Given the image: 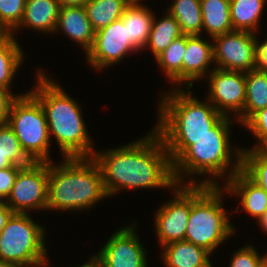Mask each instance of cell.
<instances>
[{
    "label": "cell",
    "mask_w": 267,
    "mask_h": 267,
    "mask_svg": "<svg viewBox=\"0 0 267 267\" xmlns=\"http://www.w3.org/2000/svg\"><path fill=\"white\" fill-rule=\"evenodd\" d=\"M105 151L95 149L93 159L101 169L109 197L123 189H166L176 184L164 141L154 128L139 140Z\"/></svg>",
    "instance_id": "cell-1"
},
{
    "label": "cell",
    "mask_w": 267,
    "mask_h": 267,
    "mask_svg": "<svg viewBox=\"0 0 267 267\" xmlns=\"http://www.w3.org/2000/svg\"><path fill=\"white\" fill-rule=\"evenodd\" d=\"M172 90L159 100V122L154 127L164 141L171 163L224 117L209 101L193 97L192 91L186 92L182 87Z\"/></svg>",
    "instance_id": "cell-2"
},
{
    "label": "cell",
    "mask_w": 267,
    "mask_h": 267,
    "mask_svg": "<svg viewBox=\"0 0 267 267\" xmlns=\"http://www.w3.org/2000/svg\"><path fill=\"white\" fill-rule=\"evenodd\" d=\"M231 121H233L231 117L224 116L210 130L209 134L193 140V144L172 163V173L176 184L219 186L220 184L214 180L224 178L226 183L236 172L241 170L243 149L231 150L229 130ZM228 167L232 169L229 170ZM227 170H229V175L228 178H225ZM195 174L196 176L197 174L202 176L209 174L207 176L212 178H204L199 182L196 181L197 179H192ZM184 175L191 179L185 182Z\"/></svg>",
    "instance_id": "cell-3"
},
{
    "label": "cell",
    "mask_w": 267,
    "mask_h": 267,
    "mask_svg": "<svg viewBox=\"0 0 267 267\" xmlns=\"http://www.w3.org/2000/svg\"><path fill=\"white\" fill-rule=\"evenodd\" d=\"M35 88L29 91L44 109L49 137L54 136L64 158L93 157L94 145L81 106L57 82L38 70Z\"/></svg>",
    "instance_id": "cell-4"
},
{
    "label": "cell",
    "mask_w": 267,
    "mask_h": 267,
    "mask_svg": "<svg viewBox=\"0 0 267 267\" xmlns=\"http://www.w3.org/2000/svg\"><path fill=\"white\" fill-rule=\"evenodd\" d=\"M107 197L93 157L63 158L59 165L49 162L47 211H82Z\"/></svg>",
    "instance_id": "cell-5"
},
{
    "label": "cell",
    "mask_w": 267,
    "mask_h": 267,
    "mask_svg": "<svg viewBox=\"0 0 267 267\" xmlns=\"http://www.w3.org/2000/svg\"><path fill=\"white\" fill-rule=\"evenodd\" d=\"M223 192L226 189L221 185H191V208L184 240L210 254L235 232L222 204Z\"/></svg>",
    "instance_id": "cell-6"
},
{
    "label": "cell",
    "mask_w": 267,
    "mask_h": 267,
    "mask_svg": "<svg viewBox=\"0 0 267 267\" xmlns=\"http://www.w3.org/2000/svg\"><path fill=\"white\" fill-rule=\"evenodd\" d=\"M45 227L28 213H13L0 233V260L16 267H46Z\"/></svg>",
    "instance_id": "cell-7"
},
{
    "label": "cell",
    "mask_w": 267,
    "mask_h": 267,
    "mask_svg": "<svg viewBox=\"0 0 267 267\" xmlns=\"http://www.w3.org/2000/svg\"><path fill=\"white\" fill-rule=\"evenodd\" d=\"M7 124L33 162H51L46 115L40 102L29 91L11 101Z\"/></svg>",
    "instance_id": "cell-8"
},
{
    "label": "cell",
    "mask_w": 267,
    "mask_h": 267,
    "mask_svg": "<svg viewBox=\"0 0 267 267\" xmlns=\"http://www.w3.org/2000/svg\"><path fill=\"white\" fill-rule=\"evenodd\" d=\"M48 181L49 162H32L18 171L11 193L4 203L14 213L46 210Z\"/></svg>",
    "instance_id": "cell-9"
},
{
    "label": "cell",
    "mask_w": 267,
    "mask_h": 267,
    "mask_svg": "<svg viewBox=\"0 0 267 267\" xmlns=\"http://www.w3.org/2000/svg\"><path fill=\"white\" fill-rule=\"evenodd\" d=\"M206 77L209 79L207 100L223 116L232 117L230 114L236 113V121L244 125L245 72L214 67Z\"/></svg>",
    "instance_id": "cell-10"
},
{
    "label": "cell",
    "mask_w": 267,
    "mask_h": 267,
    "mask_svg": "<svg viewBox=\"0 0 267 267\" xmlns=\"http://www.w3.org/2000/svg\"><path fill=\"white\" fill-rule=\"evenodd\" d=\"M256 34L233 30L212 37L216 68L248 72L256 69Z\"/></svg>",
    "instance_id": "cell-11"
},
{
    "label": "cell",
    "mask_w": 267,
    "mask_h": 267,
    "mask_svg": "<svg viewBox=\"0 0 267 267\" xmlns=\"http://www.w3.org/2000/svg\"><path fill=\"white\" fill-rule=\"evenodd\" d=\"M173 198L165 202L156 211L155 229L159 245L164 246L174 241L185 239L191 208V185L175 184Z\"/></svg>",
    "instance_id": "cell-12"
},
{
    "label": "cell",
    "mask_w": 267,
    "mask_h": 267,
    "mask_svg": "<svg viewBox=\"0 0 267 267\" xmlns=\"http://www.w3.org/2000/svg\"><path fill=\"white\" fill-rule=\"evenodd\" d=\"M135 222L114 232L93 255L101 267H148L147 251L138 238Z\"/></svg>",
    "instance_id": "cell-13"
},
{
    "label": "cell",
    "mask_w": 267,
    "mask_h": 267,
    "mask_svg": "<svg viewBox=\"0 0 267 267\" xmlns=\"http://www.w3.org/2000/svg\"><path fill=\"white\" fill-rule=\"evenodd\" d=\"M138 50L130 43L127 25L117 19L95 33L92 48L87 52V63L94 69L103 70L123 61L128 53Z\"/></svg>",
    "instance_id": "cell-14"
},
{
    "label": "cell",
    "mask_w": 267,
    "mask_h": 267,
    "mask_svg": "<svg viewBox=\"0 0 267 267\" xmlns=\"http://www.w3.org/2000/svg\"><path fill=\"white\" fill-rule=\"evenodd\" d=\"M202 35H186V49L182 60V84L187 89L193 87V81L208 76L209 65L214 62L213 43L203 40ZM208 72V73H207ZM206 74V75H205Z\"/></svg>",
    "instance_id": "cell-15"
},
{
    "label": "cell",
    "mask_w": 267,
    "mask_h": 267,
    "mask_svg": "<svg viewBox=\"0 0 267 267\" xmlns=\"http://www.w3.org/2000/svg\"><path fill=\"white\" fill-rule=\"evenodd\" d=\"M226 193L239 196L242 210L257 220L267 211V192L254 183L242 170L222 185Z\"/></svg>",
    "instance_id": "cell-16"
},
{
    "label": "cell",
    "mask_w": 267,
    "mask_h": 267,
    "mask_svg": "<svg viewBox=\"0 0 267 267\" xmlns=\"http://www.w3.org/2000/svg\"><path fill=\"white\" fill-rule=\"evenodd\" d=\"M59 30L76 44L79 43L85 55L92 48L96 32L90 24L84 6L61 7L55 32H60Z\"/></svg>",
    "instance_id": "cell-17"
},
{
    "label": "cell",
    "mask_w": 267,
    "mask_h": 267,
    "mask_svg": "<svg viewBox=\"0 0 267 267\" xmlns=\"http://www.w3.org/2000/svg\"><path fill=\"white\" fill-rule=\"evenodd\" d=\"M60 8L56 0H26L22 20L11 34L25 26L37 32L55 33Z\"/></svg>",
    "instance_id": "cell-18"
},
{
    "label": "cell",
    "mask_w": 267,
    "mask_h": 267,
    "mask_svg": "<svg viewBox=\"0 0 267 267\" xmlns=\"http://www.w3.org/2000/svg\"><path fill=\"white\" fill-rule=\"evenodd\" d=\"M163 248L165 267H212L210 253L186 240L168 243Z\"/></svg>",
    "instance_id": "cell-19"
},
{
    "label": "cell",
    "mask_w": 267,
    "mask_h": 267,
    "mask_svg": "<svg viewBox=\"0 0 267 267\" xmlns=\"http://www.w3.org/2000/svg\"><path fill=\"white\" fill-rule=\"evenodd\" d=\"M153 12L142 4H128L121 16L123 23L127 25L129 41L138 51H142L148 42Z\"/></svg>",
    "instance_id": "cell-20"
},
{
    "label": "cell",
    "mask_w": 267,
    "mask_h": 267,
    "mask_svg": "<svg viewBox=\"0 0 267 267\" xmlns=\"http://www.w3.org/2000/svg\"><path fill=\"white\" fill-rule=\"evenodd\" d=\"M203 29L210 38L233 31L230 0H200Z\"/></svg>",
    "instance_id": "cell-21"
},
{
    "label": "cell",
    "mask_w": 267,
    "mask_h": 267,
    "mask_svg": "<svg viewBox=\"0 0 267 267\" xmlns=\"http://www.w3.org/2000/svg\"><path fill=\"white\" fill-rule=\"evenodd\" d=\"M14 36L10 33L0 42V88L9 91L14 97H20L21 94L16 95L10 90L12 80L25 58L22 47Z\"/></svg>",
    "instance_id": "cell-22"
},
{
    "label": "cell",
    "mask_w": 267,
    "mask_h": 267,
    "mask_svg": "<svg viewBox=\"0 0 267 267\" xmlns=\"http://www.w3.org/2000/svg\"><path fill=\"white\" fill-rule=\"evenodd\" d=\"M184 35L177 20L169 13L158 18L154 15L147 47L156 59L176 38Z\"/></svg>",
    "instance_id": "cell-23"
},
{
    "label": "cell",
    "mask_w": 267,
    "mask_h": 267,
    "mask_svg": "<svg viewBox=\"0 0 267 267\" xmlns=\"http://www.w3.org/2000/svg\"><path fill=\"white\" fill-rule=\"evenodd\" d=\"M244 124L258 111L267 107V72L257 69L245 72Z\"/></svg>",
    "instance_id": "cell-24"
},
{
    "label": "cell",
    "mask_w": 267,
    "mask_h": 267,
    "mask_svg": "<svg viewBox=\"0 0 267 267\" xmlns=\"http://www.w3.org/2000/svg\"><path fill=\"white\" fill-rule=\"evenodd\" d=\"M266 0H230L233 30L257 32Z\"/></svg>",
    "instance_id": "cell-25"
},
{
    "label": "cell",
    "mask_w": 267,
    "mask_h": 267,
    "mask_svg": "<svg viewBox=\"0 0 267 267\" xmlns=\"http://www.w3.org/2000/svg\"><path fill=\"white\" fill-rule=\"evenodd\" d=\"M167 12L177 20L184 35L202 34L200 0H173Z\"/></svg>",
    "instance_id": "cell-26"
},
{
    "label": "cell",
    "mask_w": 267,
    "mask_h": 267,
    "mask_svg": "<svg viewBox=\"0 0 267 267\" xmlns=\"http://www.w3.org/2000/svg\"><path fill=\"white\" fill-rule=\"evenodd\" d=\"M127 5L125 0H88L84 8L96 32L120 19Z\"/></svg>",
    "instance_id": "cell-27"
},
{
    "label": "cell",
    "mask_w": 267,
    "mask_h": 267,
    "mask_svg": "<svg viewBox=\"0 0 267 267\" xmlns=\"http://www.w3.org/2000/svg\"><path fill=\"white\" fill-rule=\"evenodd\" d=\"M33 161L23 151L14 130L8 125L0 126V170L12 166H27Z\"/></svg>",
    "instance_id": "cell-28"
},
{
    "label": "cell",
    "mask_w": 267,
    "mask_h": 267,
    "mask_svg": "<svg viewBox=\"0 0 267 267\" xmlns=\"http://www.w3.org/2000/svg\"><path fill=\"white\" fill-rule=\"evenodd\" d=\"M186 49V35L176 38L155 60L165 76L176 88L182 85V60ZM179 86V87H178Z\"/></svg>",
    "instance_id": "cell-29"
},
{
    "label": "cell",
    "mask_w": 267,
    "mask_h": 267,
    "mask_svg": "<svg viewBox=\"0 0 267 267\" xmlns=\"http://www.w3.org/2000/svg\"><path fill=\"white\" fill-rule=\"evenodd\" d=\"M241 170L267 192V160L258 151L243 148Z\"/></svg>",
    "instance_id": "cell-30"
},
{
    "label": "cell",
    "mask_w": 267,
    "mask_h": 267,
    "mask_svg": "<svg viewBox=\"0 0 267 267\" xmlns=\"http://www.w3.org/2000/svg\"><path fill=\"white\" fill-rule=\"evenodd\" d=\"M26 0H0V24L12 32L21 22Z\"/></svg>",
    "instance_id": "cell-31"
},
{
    "label": "cell",
    "mask_w": 267,
    "mask_h": 267,
    "mask_svg": "<svg viewBox=\"0 0 267 267\" xmlns=\"http://www.w3.org/2000/svg\"><path fill=\"white\" fill-rule=\"evenodd\" d=\"M232 256L229 267H267V253L261 256L251 244L241 247Z\"/></svg>",
    "instance_id": "cell-32"
},
{
    "label": "cell",
    "mask_w": 267,
    "mask_h": 267,
    "mask_svg": "<svg viewBox=\"0 0 267 267\" xmlns=\"http://www.w3.org/2000/svg\"><path fill=\"white\" fill-rule=\"evenodd\" d=\"M258 139L257 144L250 150L257 151L263 144L267 143V107L256 112L244 125Z\"/></svg>",
    "instance_id": "cell-33"
},
{
    "label": "cell",
    "mask_w": 267,
    "mask_h": 267,
    "mask_svg": "<svg viewBox=\"0 0 267 267\" xmlns=\"http://www.w3.org/2000/svg\"><path fill=\"white\" fill-rule=\"evenodd\" d=\"M21 166H12L0 170V199L5 202L9 197Z\"/></svg>",
    "instance_id": "cell-34"
},
{
    "label": "cell",
    "mask_w": 267,
    "mask_h": 267,
    "mask_svg": "<svg viewBox=\"0 0 267 267\" xmlns=\"http://www.w3.org/2000/svg\"><path fill=\"white\" fill-rule=\"evenodd\" d=\"M15 97L7 90L0 88V126L8 122V110Z\"/></svg>",
    "instance_id": "cell-35"
},
{
    "label": "cell",
    "mask_w": 267,
    "mask_h": 267,
    "mask_svg": "<svg viewBox=\"0 0 267 267\" xmlns=\"http://www.w3.org/2000/svg\"><path fill=\"white\" fill-rule=\"evenodd\" d=\"M256 37V69L267 72V38L259 42Z\"/></svg>",
    "instance_id": "cell-36"
},
{
    "label": "cell",
    "mask_w": 267,
    "mask_h": 267,
    "mask_svg": "<svg viewBox=\"0 0 267 267\" xmlns=\"http://www.w3.org/2000/svg\"><path fill=\"white\" fill-rule=\"evenodd\" d=\"M13 213L14 212L11 210V208L5 203L0 206V233L6 226L7 221L10 219Z\"/></svg>",
    "instance_id": "cell-37"
},
{
    "label": "cell",
    "mask_w": 267,
    "mask_h": 267,
    "mask_svg": "<svg viewBox=\"0 0 267 267\" xmlns=\"http://www.w3.org/2000/svg\"><path fill=\"white\" fill-rule=\"evenodd\" d=\"M61 7L84 6L88 0H56Z\"/></svg>",
    "instance_id": "cell-38"
},
{
    "label": "cell",
    "mask_w": 267,
    "mask_h": 267,
    "mask_svg": "<svg viewBox=\"0 0 267 267\" xmlns=\"http://www.w3.org/2000/svg\"><path fill=\"white\" fill-rule=\"evenodd\" d=\"M257 221L262 231L267 233V211Z\"/></svg>",
    "instance_id": "cell-39"
},
{
    "label": "cell",
    "mask_w": 267,
    "mask_h": 267,
    "mask_svg": "<svg viewBox=\"0 0 267 267\" xmlns=\"http://www.w3.org/2000/svg\"><path fill=\"white\" fill-rule=\"evenodd\" d=\"M77 267H101V265L93 256H91L87 263Z\"/></svg>",
    "instance_id": "cell-40"
},
{
    "label": "cell",
    "mask_w": 267,
    "mask_h": 267,
    "mask_svg": "<svg viewBox=\"0 0 267 267\" xmlns=\"http://www.w3.org/2000/svg\"><path fill=\"white\" fill-rule=\"evenodd\" d=\"M10 32H8L1 24H0V42H2Z\"/></svg>",
    "instance_id": "cell-41"
},
{
    "label": "cell",
    "mask_w": 267,
    "mask_h": 267,
    "mask_svg": "<svg viewBox=\"0 0 267 267\" xmlns=\"http://www.w3.org/2000/svg\"><path fill=\"white\" fill-rule=\"evenodd\" d=\"M257 151L267 160V143L263 144Z\"/></svg>",
    "instance_id": "cell-42"
},
{
    "label": "cell",
    "mask_w": 267,
    "mask_h": 267,
    "mask_svg": "<svg viewBox=\"0 0 267 267\" xmlns=\"http://www.w3.org/2000/svg\"><path fill=\"white\" fill-rule=\"evenodd\" d=\"M128 4H142V0H125Z\"/></svg>",
    "instance_id": "cell-43"
},
{
    "label": "cell",
    "mask_w": 267,
    "mask_h": 267,
    "mask_svg": "<svg viewBox=\"0 0 267 267\" xmlns=\"http://www.w3.org/2000/svg\"><path fill=\"white\" fill-rule=\"evenodd\" d=\"M0 267H16V266L5 263L4 261L0 260Z\"/></svg>",
    "instance_id": "cell-44"
},
{
    "label": "cell",
    "mask_w": 267,
    "mask_h": 267,
    "mask_svg": "<svg viewBox=\"0 0 267 267\" xmlns=\"http://www.w3.org/2000/svg\"><path fill=\"white\" fill-rule=\"evenodd\" d=\"M4 202L0 199V206L3 204Z\"/></svg>",
    "instance_id": "cell-45"
}]
</instances>
